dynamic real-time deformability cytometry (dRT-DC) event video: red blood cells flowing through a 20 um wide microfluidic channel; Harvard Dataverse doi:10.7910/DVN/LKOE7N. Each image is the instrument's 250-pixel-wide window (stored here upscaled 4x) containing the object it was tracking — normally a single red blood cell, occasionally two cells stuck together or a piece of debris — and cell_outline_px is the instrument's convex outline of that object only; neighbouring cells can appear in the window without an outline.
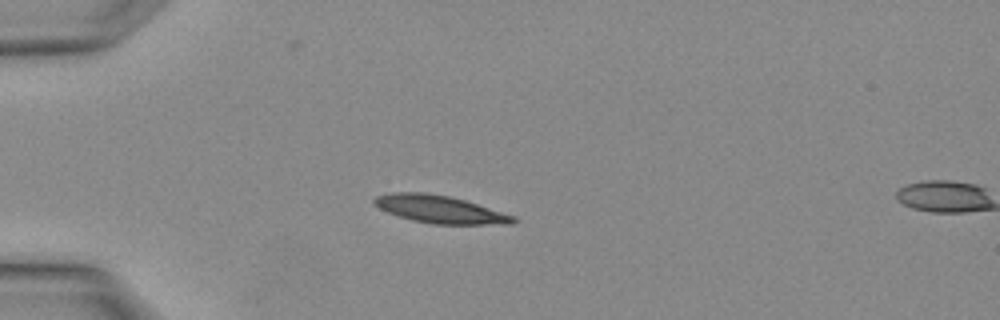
{"species": "Egyptian fruit bat (a non-hibernating species)", "species_latin": "Rousettus aegyptiacus", "temperature_condition": "warm", "stored_images_in_passage": 4, "segment_of_instrument_passage": [1, 2], "camera_frame_rate_fps": 3000, "um_per_image_px": 0.085, "animal": {"sex": "female"}, "frame": {"image": 1, "passage_image": 3, "time_ms": 0.667, "image_size_px": [1000, 320], "cell_outline_px": [[516, 220], [512, 224], [432, 224], [412, 220], [388, 212], [372, 204], [372, 200], [376, 196], [392, 192], [424, 192], [448, 196], [464, 200], [512, 216]], "centroid_in_image_um": [37.3, 17.78], "position_along_channel_um": 47.7, "area_um2": 21.96}}